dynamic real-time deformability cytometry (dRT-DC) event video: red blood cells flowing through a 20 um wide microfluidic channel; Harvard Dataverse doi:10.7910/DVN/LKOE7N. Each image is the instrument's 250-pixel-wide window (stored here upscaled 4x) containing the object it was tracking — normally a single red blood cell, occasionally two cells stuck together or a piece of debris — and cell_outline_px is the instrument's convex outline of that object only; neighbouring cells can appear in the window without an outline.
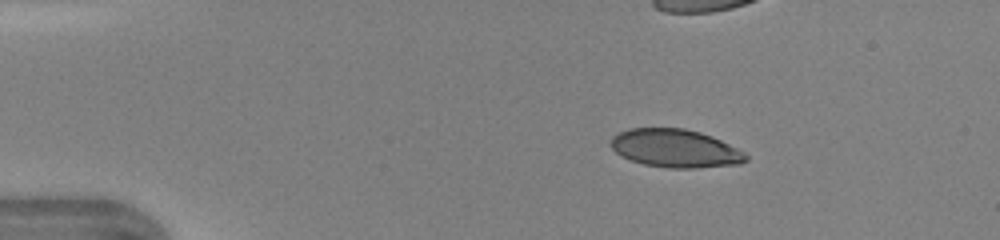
{"species": "human", "species_latin": "Homo sapiens", "temperature_condition": "warm", "stored_images_in_passage": 45, "camera_frame_rate_fps": 3000, "um_per_image_px": 0.085, "donor": {"sex": "female"}, "frame": {"image": 1, "passage_image": 7, "time_ms": 2.0, "image_size_px": [1000, 240], "cell_outline_px": [[748, 160], [740, 164], [696, 168], [668, 168], [644, 164], [620, 156], [608, 144], [612, 136], [628, 128], [684, 128], [700, 132], [712, 136], [744, 152], [748, 156]], "centroid_in_image_um": [57.38, 12.61], "position_along_channel_um": 27.6, "area_um2": 30.17}, "authors_computed_cell_mechanics": {"area_um2": 32.079, "velocity_mm_per_s": 4.3969, "shape_relaxation_time_tau1_ms": 3.6324, "shape_relaxation_time_tau2_ms": null, "deformation_change_tau1": 0.1928, "deformation_change_tau2": null}}